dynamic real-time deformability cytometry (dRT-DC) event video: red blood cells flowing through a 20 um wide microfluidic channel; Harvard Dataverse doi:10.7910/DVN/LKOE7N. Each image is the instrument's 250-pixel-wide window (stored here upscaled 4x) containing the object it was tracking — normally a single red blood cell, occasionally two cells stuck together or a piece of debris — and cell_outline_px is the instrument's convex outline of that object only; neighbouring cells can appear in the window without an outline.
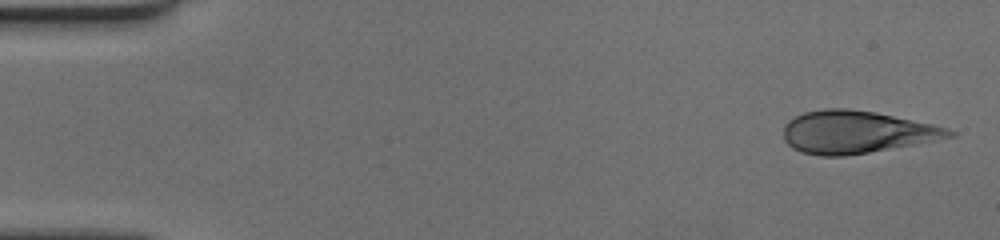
{"species": "human", "species_latin": "Homo sapiens", "temperature_condition": "cold", "stored_images_in_passage": 57, "camera_frame_rate_fps": 3000, "um_per_image_px": 0.085, "donor": {"sex": "female"}, "frame": {"image": 1, "passage_image": 1, "time_ms": 0.0, "image_size_px": [1000, 240], "cell_outline_px": [[956, 136], [868, 152], [844, 156], [820, 156], [800, 152], [792, 148], [784, 140], [784, 124], [788, 120], [804, 112], [824, 108], [848, 108], [876, 112], [932, 124], [948, 128], [956, 132]], "centroid_in_image_um": [72.75, 11.22], "position_along_channel_um": 12.3, "area_um2": 40.92}}
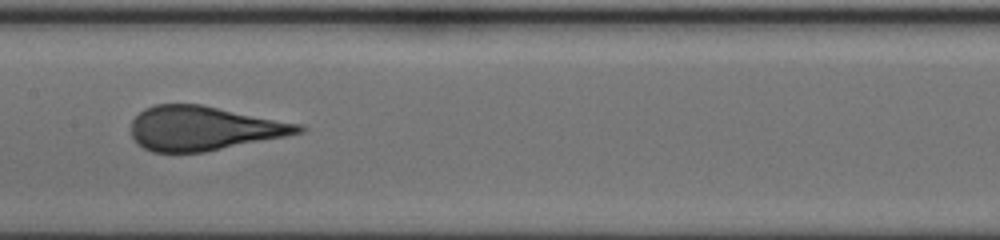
{"frame": {"image": 2, "passage_image": 28, "time_ms": 9.0, "image_size_px": [1000, 240], "cell_outline_px": [[308, 128], [304, 132], [204, 152], [152, 152], [136, 144], [132, 136], [132, 120], [144, 108], [156, 104], [200, 104], [304, 124]], "centroid_in_image_um": [17.33, 10.9], "position_along_channel_um": 190.1, "area_um2": 43.18}}
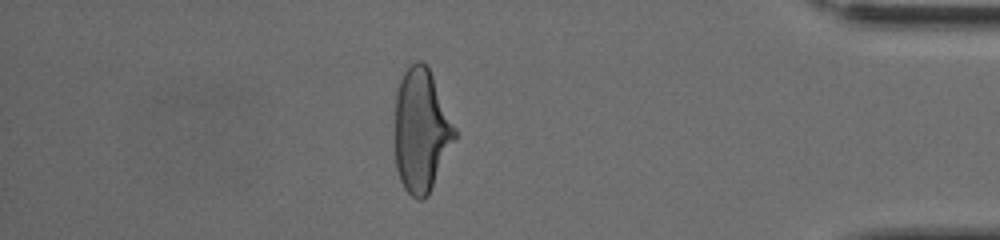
{"frame": {"image": 3, "passage_image": 49, "time_ms": 16.0, "image_size_px": [1000, 240], "cell_outline_px": [[456, 140], [428, 196], [424, 200], [416, 200], [404, 188], [400, 180], [396, 168], [396, 92], [400, 80], [404, 72], [416, 60], [420, 60], [428, 68], [432, 76], [456, 128]], "centroid_in_image_um": [35.82, 11.15], "position_along_channel_um": 399.4, "area_um2": 42.83}}